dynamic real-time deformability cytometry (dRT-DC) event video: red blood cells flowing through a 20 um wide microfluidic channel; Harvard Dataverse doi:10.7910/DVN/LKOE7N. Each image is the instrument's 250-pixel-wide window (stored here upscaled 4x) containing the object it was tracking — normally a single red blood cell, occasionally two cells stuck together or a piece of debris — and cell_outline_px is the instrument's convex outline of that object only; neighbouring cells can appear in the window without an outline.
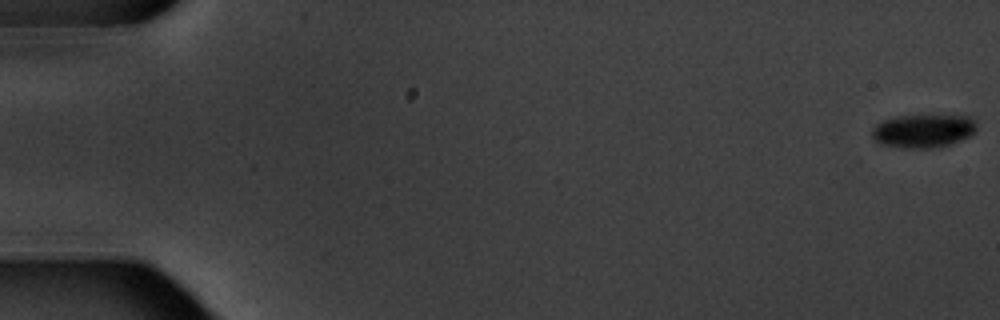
{"species": "common noctule bat (a hibernating species)", "species_latin": "Nyctalus noctula", "temperature_condition": "warm", "stored_images_in_passage": 5, "camera_frame_rate_fps": 3000, "um_per_image_px": 0.085, "animal": {"sex": "male", "body_mass_g": 20.1, "forearm_length_mm": 53.5}, "frame": {"image": 1, "passage_image": 1, "time_ms": 0.0, "image_size_px": [1000, 320], "cell_outline_px": [[976, 128], [968, 136], [940, 148], [900, 148], [880, 144], [872, 140], [872, 128], [876, 124], [884, 120], [896, 116], [972, 116], [976, 120]], "centroid_in_image_um": [78.43, 11.14], "position_along_channel_um": 6.6, "area_um2": 20.4}}
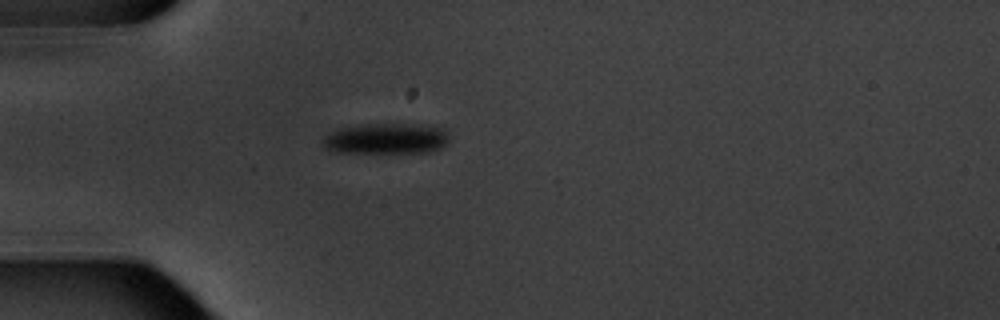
{"frame": {"image": 2, "passage_image": 5, "time_ms": 5.667, "image_size_px": [1000, 320], "cell_outline_px": [[448, 140], [440, 148], [432, 152], [332, 152], [324, 148], [324, 136], [328, 132], [340, 128], [368, 124], [408, 124], [444, 128], [448, 132]], "centroid_in_image_um": [32.81, 11.78], "position_along_channel_um": 52.2, "area_um2": 22.48}}